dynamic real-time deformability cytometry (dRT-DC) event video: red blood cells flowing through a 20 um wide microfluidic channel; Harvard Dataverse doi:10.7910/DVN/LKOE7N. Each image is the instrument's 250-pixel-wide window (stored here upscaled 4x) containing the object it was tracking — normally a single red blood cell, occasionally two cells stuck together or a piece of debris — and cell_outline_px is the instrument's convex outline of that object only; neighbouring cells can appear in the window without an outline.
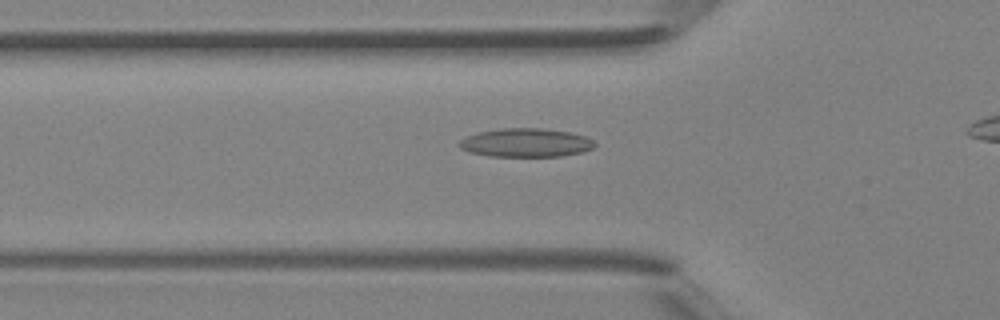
{"species": "Egyptian fruit bat (a non-hibernating species)", "species_latin": "Rousettus aegyptiacus", "temperature_condition": "room temperature", "stored_images_in_passage": 31, "camera_frame_rate_fps": 3000, "um_per_image_px": 0.085, "animal": {"sex": "female"}, "frame": {"image": 1, "passage_image": 9, "time_ms": 2.667, "image_size_px": [1000, 320], "cell_outline_px": [[596, 144], [592, 148], [580, 152], [560, 156], [488, 156], [468, 152], [460, 148], [456, 144], [460, 140], [468, 136], [480, 132], [500, 128], [540, 128], [568, 132], [584, 136], [592, 140]], "centroid_in_image_um": [44.64, 12.13], "position_along_channel_um": 81.2, "area_um2": 22.43}}
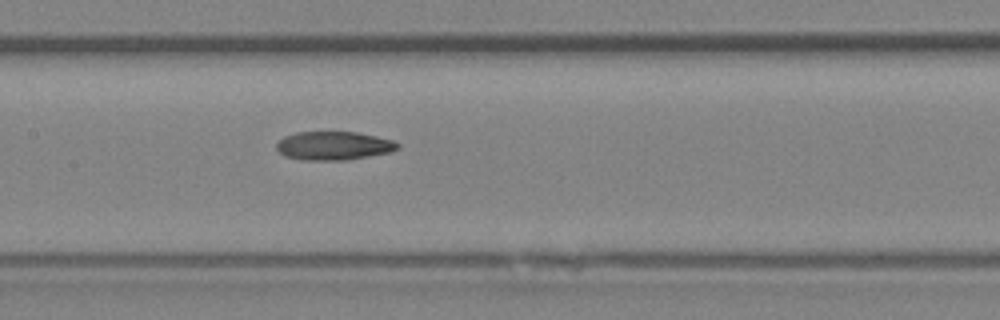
{"frame": {"image": 2, "passage_image": 15, "time_ms": 4.667, "image_size_px": [1000, 320], "cell_outline_px": [[400, 148], [392, 152], [348, 160], [300, 160], [284, 156], [276, 148], [276, 144], [284, 136], [296, 132], [356, 132], [376, 136], [392, 140], [400, 144]], "centroid_in_image_um": [28.38, 12.39], "position_along_channel_um": 179.0, "area_um2": 20.35}}
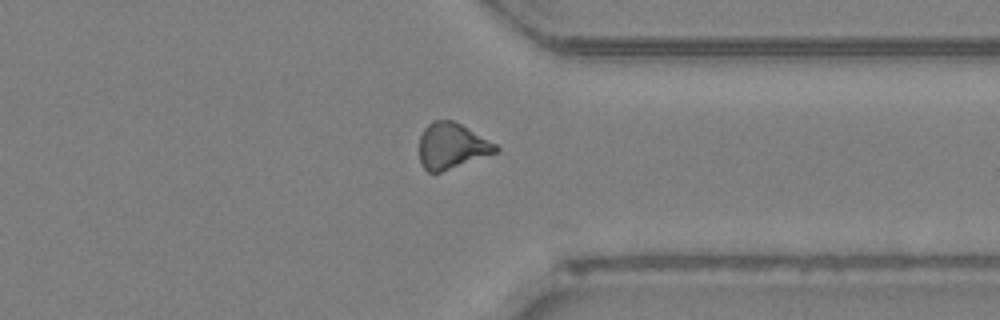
{"frame": {"image": 3, "passage_image": 27, "time_ms": 8.667, "image_size_px": [1000, 320], "cell_outline_px": [[500, 152], [440, 172], [428, 172], [420, 164], [420, 136], [424, 128], [432, 120], [452, 120], [460, 124], [496, 144], [500, 148]], "centroid_in_image_um": [38.41, 12.41], "position_along_channel_um": 373.0, "area_um2": 20.4}}